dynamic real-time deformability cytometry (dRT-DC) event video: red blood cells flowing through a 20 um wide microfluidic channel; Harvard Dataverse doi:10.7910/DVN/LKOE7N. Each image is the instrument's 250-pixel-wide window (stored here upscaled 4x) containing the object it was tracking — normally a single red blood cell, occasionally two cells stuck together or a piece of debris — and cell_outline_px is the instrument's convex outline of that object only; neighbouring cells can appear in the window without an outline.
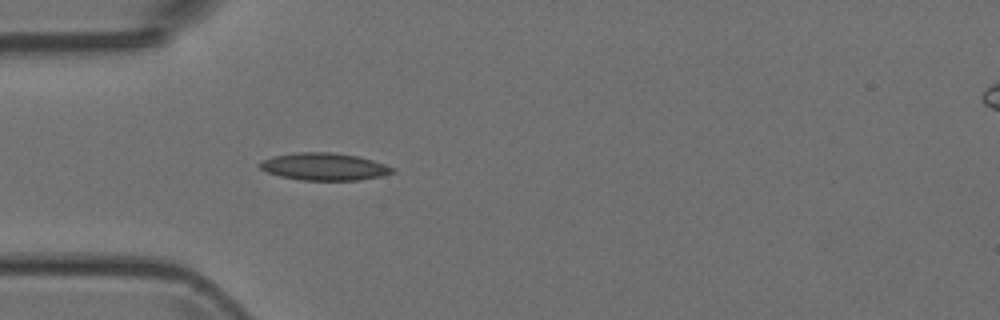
{"species": "Egyptian fruit bat (a non-hibernating species)", "species_latin": "Rousettus aegyptiacus", "temperature_condition": "room temperature", "stored_images_in_passage": 23, "camera_frame_rate_fps": 3000, "um_per_image_px": 0.085, "animal": {"sex": "female"}, "frame": {"image": 1, "passage_image": 1, "time_ms": 0.0, "image_size_px": [1000, 320], "cell_outline_px": [[396, 172], [380, 176], [360, 180], [300, 180], [280, 176], [268, 172], [260, 168], [256, 164], [272, 156], [292, 152], [336, 152], [360, 156], [396, 168]], "centroid_in_image_um": [27.57, 14.15], "position_along_channel_um": 57.4, "area_um2": 21.39}}
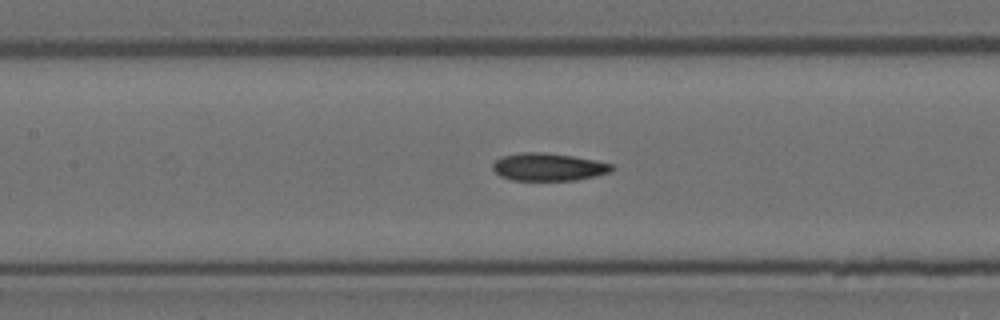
{"frame": {"image": 2, "passage_image": 9, "time_ms": 2.667, "image_size_px": [1000, 320], "cell_outline_px": [[616, 168], [612, 172], [596, 176], [576, 180], [512, 180], [500, 176], [492, 168], [492, 164], [496, 160], [504, 156], [520, 152], [544, 152], [572, 156], [596, 160], [612, 164]], "centroid_in_image_um": [46.65, 14.19], "position_along_channel_um": 160.7, "area_um2": 19.31}}
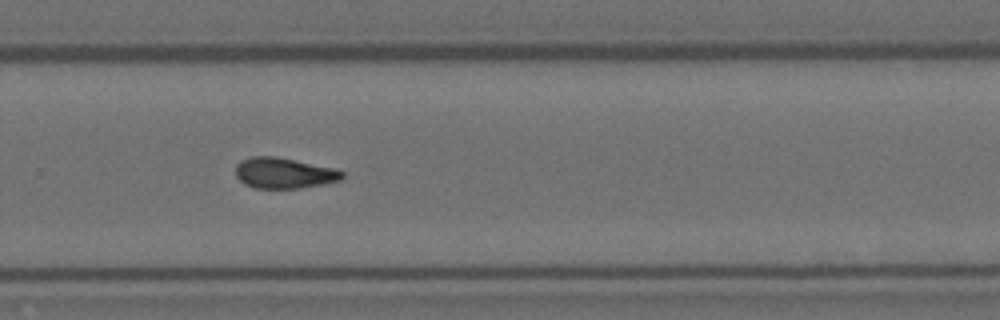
{"frame": {"image": 3, "passage_image": 20, "time_ms": 6.333, "image_size_px": [1000, 320], "cell_outline_px": [[344, 176], [340, 180], [324, 184], [300, 188], [256, 188], [244, 184], [236, 176], [236, 164], [240, 160], [252, 156], [276, 156], [332, 168], [344, 172]], "centroid_in_image_um": [24.11, 14.71], "position_along_channel_um": 305.7, "area_um2": 19.02}}